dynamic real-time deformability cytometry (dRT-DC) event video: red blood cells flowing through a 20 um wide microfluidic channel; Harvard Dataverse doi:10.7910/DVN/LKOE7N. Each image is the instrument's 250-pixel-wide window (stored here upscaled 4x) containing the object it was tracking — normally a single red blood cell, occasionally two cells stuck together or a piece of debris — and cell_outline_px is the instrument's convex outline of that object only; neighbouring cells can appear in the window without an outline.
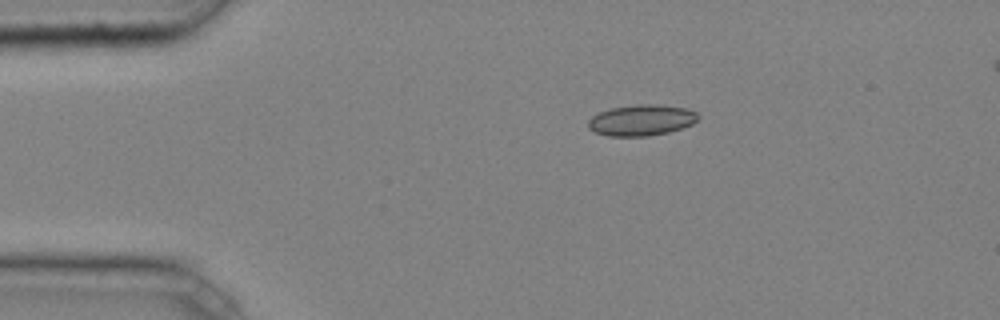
{"species": "common noctule bat (a hibernating species)", "species_latin": "Nyctalus noctula", "temperature_condition": "cold", "stored_images_in_passage": 3, "camera_frame_rate_fps": 3000, "um_per_image_px": 0.085, "animal": {"sex": "male", "body_mass_g": 20.4}, "frame": {"image": 1, "passage_image": 1, "time_ms": 0.0, "image_size_px": [1000, 320], "cell_outline_px": [[700, 116], [692, 124], [668, 132], [644, 136], [608, 136], [596, 132], [588, 128], [588, 120], [592, 116], [600, 112], [612, 108], [636, 104], [656, 104], [688, 108], [696, 112]], "centroid_in_image_um": [54.52, 10.2], "position_along_channel_um": 30.5, "area_um2": 19.77}}